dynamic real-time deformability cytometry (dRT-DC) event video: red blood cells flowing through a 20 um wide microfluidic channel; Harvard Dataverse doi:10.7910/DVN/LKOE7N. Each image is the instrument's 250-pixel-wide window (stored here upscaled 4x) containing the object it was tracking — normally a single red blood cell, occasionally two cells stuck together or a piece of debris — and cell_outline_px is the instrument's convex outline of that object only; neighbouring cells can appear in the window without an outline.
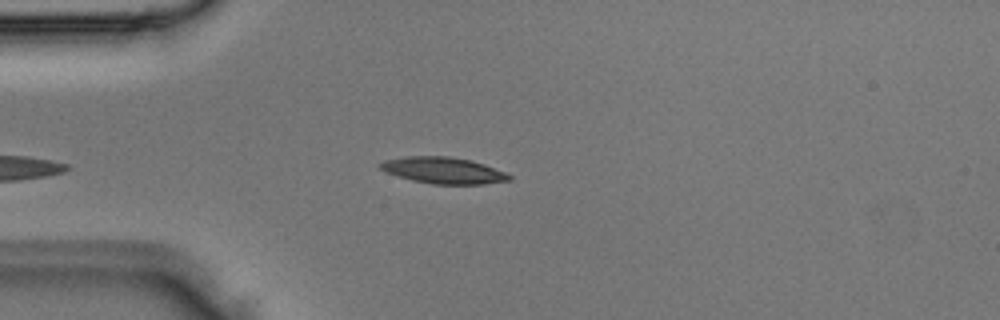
{"species": "Egyptian fruit bat (a non-hibernating species)", "species_latin": "Rousettus aegyptiacus", "temperature_condition": "room temperature", "stored_images_in_passage": 2, "camera_frame_rate_fps": 3000, "um_per_image_px": 0.085, "animal": {"sex": "male"}, "frame": {"image": 1, "passage_image": 2, "time_ms": 0.333, "image_size_px": [1000, 320], "cell_outline_px": [[512, 180], [484, 184], [432, 184], [412, 180], [388, 172], [380, 168], [376, 164], [384, 160], [408, 156], [448, 156], [468, 160], [484, 164], [504, 172], [512, 176]], "centroid_in_image_um": [37.69, 14.48], "position_along_channel_um": 47.3, "area_um2": 19.65}}